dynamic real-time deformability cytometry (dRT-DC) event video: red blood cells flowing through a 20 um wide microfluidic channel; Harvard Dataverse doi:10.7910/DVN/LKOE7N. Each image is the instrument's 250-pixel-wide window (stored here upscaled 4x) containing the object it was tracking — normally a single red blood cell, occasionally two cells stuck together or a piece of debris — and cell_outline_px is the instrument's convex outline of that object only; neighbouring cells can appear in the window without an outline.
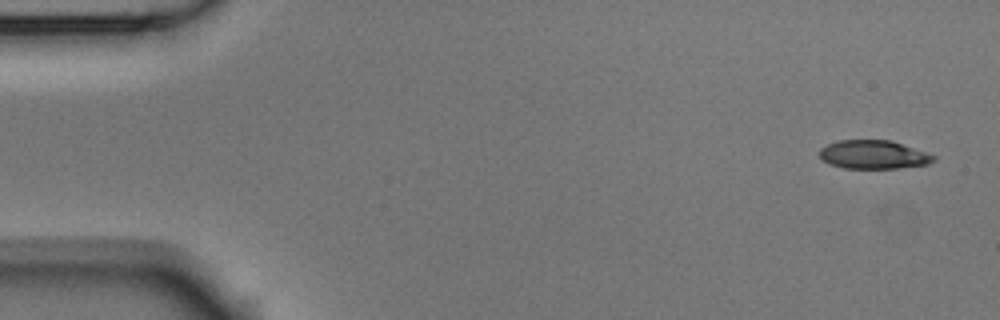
{"species": "Egyptian fruit bat (a non-hibernating species)", "species_latin": "Rousettus aegyptiacus", "temperature_condition": "room temperature", "stored_images_in_passage": 5, "camera_frame_rate_fps": 3000, "um_per_image_px": 0.085, "animal": {"sex": "male"}, "frame": {"image": 1, "passage_image": 1, "time_ms": 0.0, "image_size_px": [1000, 320], "cell_outline_px": [[936, 160], [928, 164], [896, 168], [844, 168], [832, 164], [824, 160], [820, 156], [820, 148], [828, 144], [840, 140], [892, 140], [936, 156]], "centroid_in_image_um": [74.27, 13.13], "position_along_channel_um": 10.7, "area_um2": 18.79}}
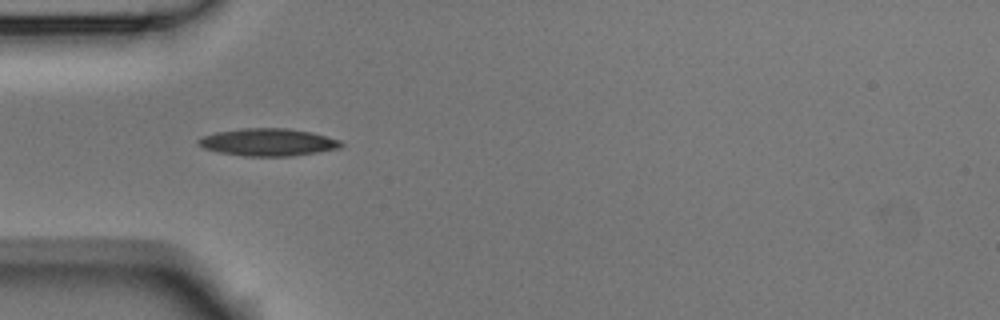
{"frame": {"image": 2, "passage_image": 4, "time_ms": 1.0, "image_size_px": [1000, 320], "cell_outline_px": [[344, 144], [340, 148], [292, 156], [244, 156], [220, 152], [204, 148], [196, 144], [196, 140], [204, 136], [216, 132], [244, 128], [288, 128], [312, 132], [340, 140]], "centroid_in_image_um": [22.78, 12.08], "position_along_channel_um": 62.2, "area_um2": 22.77}}
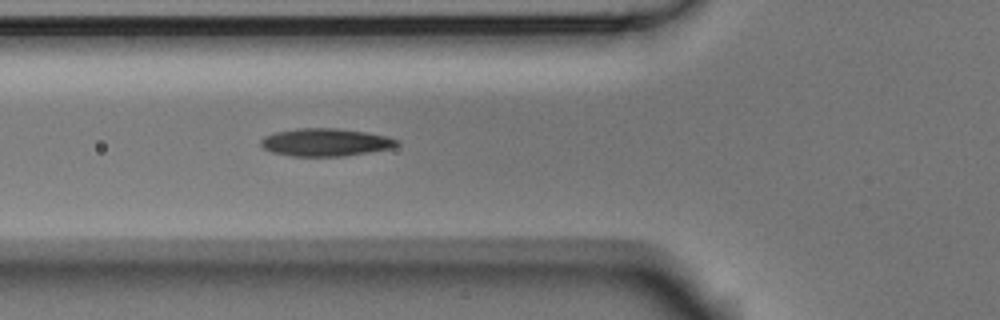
{"frame": {"image": 3, "passage_image": 5, "time_ms": 1.333, "image_size_px": [1000, 320], "cell_outline_px": [[400, 144], [392, 148], [344, 156], [292, 156], [272, 152], [264, 148], [260, 144], [260, 140], [264, 136], [276, 132], [296, 128], [336, 128], [368, 132], [388, 136], [400, 140]], "centroid_in_image_um": [27.7, 12.09], "position_along_channel_um": 98.1, "area_um2": 22.14}}